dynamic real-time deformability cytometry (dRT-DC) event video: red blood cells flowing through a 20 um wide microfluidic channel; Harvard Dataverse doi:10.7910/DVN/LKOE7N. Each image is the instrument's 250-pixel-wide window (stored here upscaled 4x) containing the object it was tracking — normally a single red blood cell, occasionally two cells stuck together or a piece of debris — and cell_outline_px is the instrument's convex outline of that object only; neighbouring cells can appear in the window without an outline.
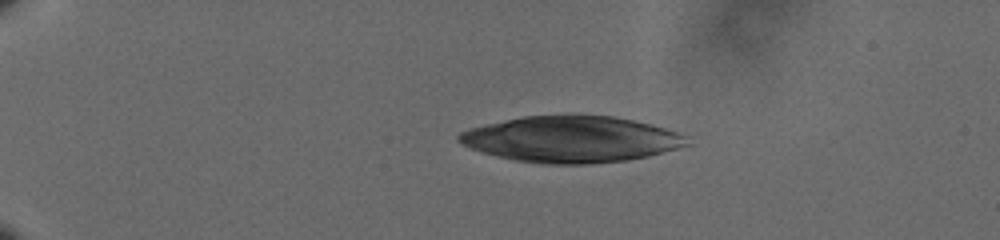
{"species": "human", "species_latin": "Homo sapiens", "temperature_condition": "cold", "stored_images_in_passage": 47, "camera_frame_rate_fps": 3000, "um_per_image_px": 0.085, "donor": {"sex": "male"}, "frame": {"image": 1, "passage_image": 1, "time_ms": 0.0, "image_size_px": [1000, 240], "cell_outline_px": [[692, 144], [648, 156], [628, 160], [592, 164], [540, 164], [516, 160], [484, 152], [472, 148], [456, 140], [456, 136], [460, 132], [472, 128], [488, 124], [524, 116], [612, 116], [632, 120], [664, 128], [676, 132], [684, 136]], "centroid_in_image_um": [48.58, 11.85], "position_along_channel_um": 36.4, "area_um2": 60.57}}
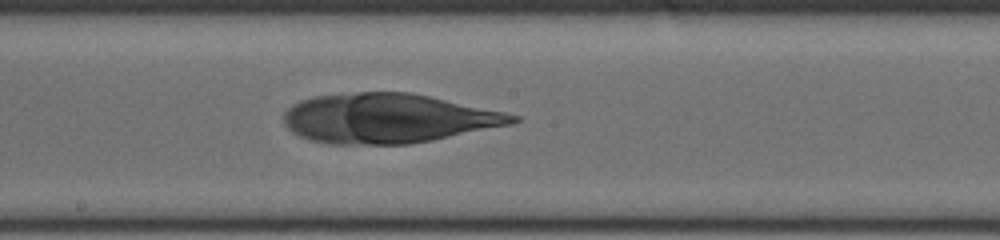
{"frame": {"image": 2, "passage_image": 23, "time_ms": 7.333, "image_size_px": [1000, 240], "cell_outline_px": [[520, 120], [512, 124], [432, 140], [408, 144], [328, 144], [308, 140], [292, 132], [284, 124], [284, 112], [292, 104], [300, 100], [316, 96], [360, 92], [408, 92], [428, 96], [504, 112], [520, 116]], "centroid_in_image_um": [32.93, 10.07], "position_along_channel_um": 215.3, "area_um2": 65.72}}
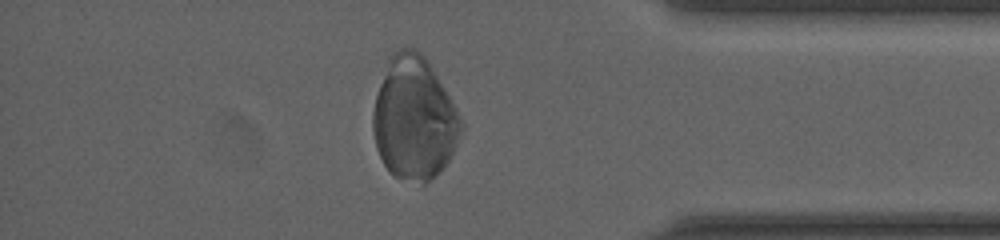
{"frame": {"image": 3, "passage_image": 40, "time_ms": 13.0, "image_size_px": [1000, 240], "cell_outline_px": [[464, 128], [448, 160], [440, 172], [424, 184], [392, 176], [388, 172], [376, 148], [372, 128], [372, 112], [376, 96], [388, 60], [392, 52], [400, 48], [412, 48], [420, 52], [424, 56], [432, 68], [456, 108], [464, 124]], "centroid_in_image_um": [35.19, 10.09], "position_along_channel_um": 400.0, "area_um2": 62.89}}